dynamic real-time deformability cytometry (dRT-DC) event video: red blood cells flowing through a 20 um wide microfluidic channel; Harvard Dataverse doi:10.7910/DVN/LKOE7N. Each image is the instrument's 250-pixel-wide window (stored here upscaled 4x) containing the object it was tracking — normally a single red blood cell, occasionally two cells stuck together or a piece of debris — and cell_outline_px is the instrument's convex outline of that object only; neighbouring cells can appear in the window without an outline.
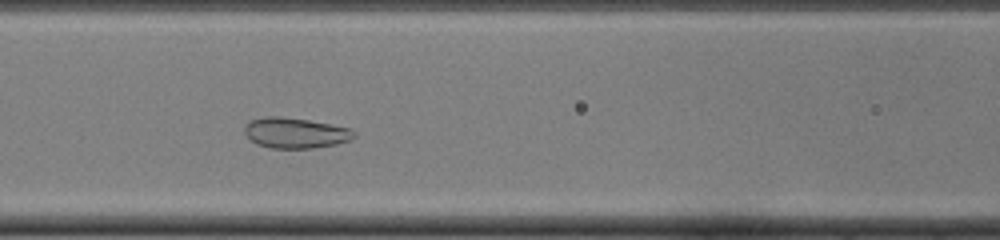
{"species": "common noctule bat (a hibernating species)", "species_latin": "Nyctalus noctula", "temperature_condition": "cold", "stored_images_in_passage": 40, "camera_frame_rate_fps": 3000, "um_per_image_px": 0.085, "animal": {"sex": "female", "body_mass_g": 22.0, "forearm_length_mm": 56.7}, "frame": {"image": 1, "passage_image": 14, "time_ms": 4.333, "image_size_px": [1000, 240], "cell_outline_px": [[356, 136], [352, 140], [336, 144], [312, 148], [272, 148], [256, 144], [244, 132], [244, 124], [252, 120], [264, 116], [280, 116], [308, 120], [352, 128], [356, 132]], "centroid_in_image_um": [25.13, 11.29], "position_along_channel_um": 141.5, "area_um2": 19.59}}
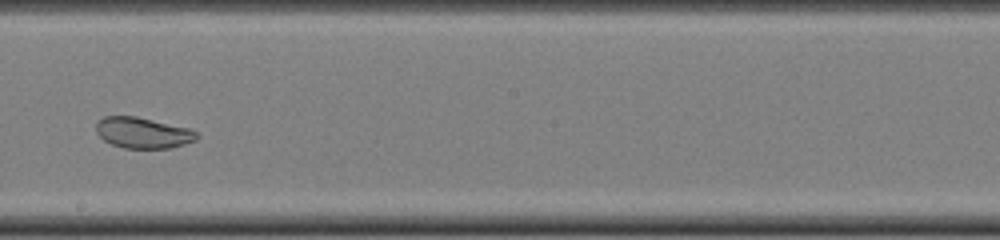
{"frame": {"image": 2, "passage_image": 21, "time_ms": 6.667, "image_size_px": [1000, 240], "cell_outline_px": [[200, 136], [196, 140], [172, 148], [124, 148], [112, 144], [104, 140], [96, 132], [96, 124], [104, 116], [136, 116], [192, 128]], "centroid_in_image_um": [12.19, 11.28], "position_along_channel_um": 236.0, "area_um2": 18.26}}
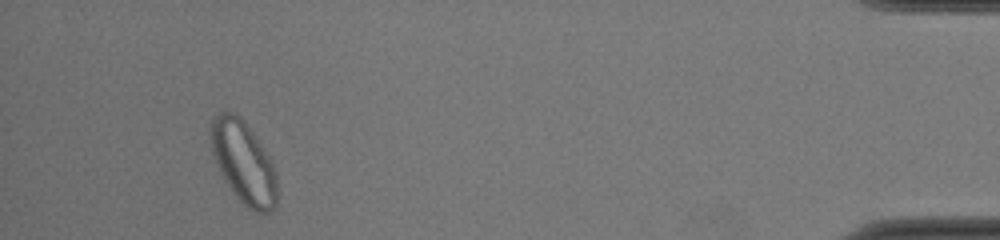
{"frame": {"image": 3, "passage_image": 39, "time_ms": 12.667, "image_size_px": [1000, 240], "cell_outline_px": [[276, 204], [268, 212], [256, 212], [248, 208], [232, 192], [224, 180], [220, 172], [212, 152], [212, 120], [220, 112], [232, 112], [244, 120], [272, 160], [276, 172]], "centroid_in_image_um": [20.72, 13.82], "position_along_channel_um": 414.5, "area_um2": 31.27}, "authors_computed_cell_mechanics": {"area_um2": 23.5535, "velocity_mm_per_s": 4.0852, "shape_relaxation_time_tau1_ms": null, "shape_relaxation_time_tau2_ms": 0.5747, "deformation_change_tau1": null, "deformation_change_tau2": 0.0531}}